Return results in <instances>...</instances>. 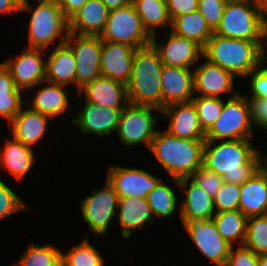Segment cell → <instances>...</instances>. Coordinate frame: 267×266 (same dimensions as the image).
I'll list each match as a JSON object with an SVG mask.
<instances>
[{
    "mask_svg": "<svg viewBox=\"0 0 267 266\" xmlns=\"http://www.w3.org/2000/svg\"><path fill=\"white\" fill-rule=\"evenodd\" d=\"M173 180L182 191H185V198L181 204L179 214L183 222L182 224L184 225L193 221L211 220L215 215L213 198L201 187L197 186L190 178H173Z\"/></svg>",
    "mask_w": 267,
    "mask_h": 266,
    "instance_id": "cell-19",
    "label": "cell"
},
{
    "mask_svg": "<svg viewBox=\"0 0 267 266\" xmlns=\"http://www.w3.org/2000/svg\"><path fill=\"white\" fill-rule=\"evenodd\" d=\"M197 186L201 187L210 197L214 198L223 186V177L208 170L203 165L189 177Z\"/></svg>",
    "mask_w": 267,
    "mask_h": 266,
    "instance_id": "cell-41",
    "label": "cell"
},
{
    "mask_svg": "<svg viewBox=\"0 0 267 266\" xmlns=\"http://www.w3.org/2000/svg\"><path fill=\"white\" fill-rule=\"evenodd\" d=\"M219 234L231 245L237 241L243 245L246 235L247 217L239 210L217 212L213 216Z\"/></svg>",
    "mask_w": 267,
    "mask_h": 266,
    "instance_id": "cell-33",
    "label": "cell"
},
{
    "mask_svg": "<svg viewBox=\"0 0 267 266\" xmlns=\"http://www.w3.org/2000/svg\"><path fill=\"white\" fill-rule=\"evenodd\" d=\"M118 221L122 228L123 238L131 236V230L143 228L146 223H153V214L147 198L124 197L119 198Z\"/></svg>",
    "mask_w": 267,
    "mask_h": 266,
    "instance_id": "cell-27",
    "label": "cell"
},
{
    "mask_svg": "<svg viewBox=\"0 0 267 266\" xmlns=\"http://www.w3.org/2000/svg\"><path fill=\"white\" fill-rule=\"evenodd\" d=\"M250 105L246 96L232 93L223 103L219 118L205 133V140H237L253 138Z\"/></svg>",
    "mask_w": 267,
    "mask_h": 266,
    "instance_id": "cell-7",
    "label": "cell"
},
{
    "mask_svg": "<svg viewBox=\"0 0 267 266\" xmlns=\"http://www.w3.org/2000/svg\"><path fill=\"white\" fill-rule=\"evenodd\" d=\"M135 50L126 44L102 40L101 75L127 85L131 78Z\"/></svg>",
    "mask_w": 267,
    "mask_h": 266,
    "instance_id": "cell-15",
    "label": "cell"
},
{
    "mask_svg": "<svg viewBox=\"0 0 267 266\" xmlns=\"http://www.w3.org/2000/svg\"><path fill=\"white\" fill-rule=\"evenodd\" d=\"M161 180L143 169L111 165L107 176L119 198H147Z\"/></svg>",
    "mask_w": 267,
    "mask_h": 266,
    "instance_id": "cell-14",
    "label": "cell"
},
{
    "mask_svg": "<svg viewBox=\"0 0 267 266\" xmlns=\"http://www.w3.org/2000/svg\"><path fill=\"white\" fill-rule=\"evenodd\" d=\"M160 78L162 109L172 104L189 102L195 96L193 71L189 68L163 65Z\"/></svg>",
    "mask_w": 267,
    "mask_h": 266,
    "instance_id": "cell-18",
    "label": "cell"
},
{
    "mask_svg": "<svg viewBox=\"0 0 267 266\" xmlns=\"http://www.w3.org/2000/svg\"><path fill=\"white\" fill-rule=\"evenodd\" d=\"M66 43L74 52L76 87L79 91L85 84L101 75L102 40L98 35H81L69 32Z\"/></svg>",
    "mask_w": 267,
    "mask_h": 266,
    "instance_id": "cell-10",
    "label": "cell"
},
{
    "mask_svg": "<svg viewBox=\"0 0 267 266\" xmlns=\"http://www.w3.org/2000/svg\"><path fill=\"white\" fill-rule=\"evenodd\" d=\"M165 44H158L156 35L152 36L151 43L159 52L163 65L189 68L196 64L203 56V48L195 41L176 35L170 30Z\"/></svg>",
    "mask_w": 267,
    "mask_h": 266,
    "instance_id": "cell-16",
    "label": "cell"
},
{
    "mask_svg": "<svg viewBox=\"0 0 267 266\" xmlns=\"http://www.w3.org/2000/svg\"><path fill=\"white\" fill-rule=\"evenodd\" d=\"M265 51L257 42L246 39L227 38L213 34L203 48V56L235 77L246 78L253 69L267 59Z\"/></svg>",
    "mask_w": 267,
    "mask_h": 266,
    "instance_id": "cell-3",
    "label": "cell"
},
{
    "mask_svg": "<svg viewBox=\"0 0 267 266\" xmlns=\"http://www.w3.org/2000/svg\"><path fill=\"white\" fill-rule=\"evenodd\" d=\"M104 259L95 246H92L87 236L82 242L72 247L67 253H62V266H103Z\"/></svg>",
    "mask_w": 267,
    "mask_h": 266,
    "instance_id": "cell-36",
    "label": "cell"
},
{
    "mask_svg": "<svg viewBox=\"0 0 267 266\" xmlns=\"http://www.w3.org/2000/svg\"><path fill=\"white\" fill-rule=\"evenodd\" d=\"M166 5L171 20L198 10V0H166Z\"/></svg>",
    "mask_w": 267,
    "mask_h": 266,
    "instance_id": "cell-46",
    "label": "cell"
},
{
    "mask_svg": "<svg viewBox=\"0 0 267 266\" xmlns=\"http://www.w3.org/2000/svg\"><path fill=\"white\" fill-rule=\"evenodd\" d=\"M48 85L41 87L29 102L30 109L40 112L52 118L62 115L68 109L69 98L64 85L47 82ZM65 87V88H64Z\"/></svg>",
    "mask_w": 267,
    "mask_h": 266,
    "instance_id": "cell-29",
    "label": "cell"
},
{
    "mask_svg": "<svg viewBox=\"0 0 267 266\" xmlns=\"http://www.w3.org/2000/svg\"><path fill=\"white\" fill-rule=\"evenodd\" d=\"M250 140H220L218 145L205 140L203 166L222 176L225 182L241 185L260 169L262 153Z\"/></svg>",
    "mask_w": 267,
    "mask_h": 266,
    "instance_id": "cell-1",
    "label": "cell"
},
{
    "mask_svg": "<svg viewBox=\"0 0 267 266\" xmlns=\"http://www.w3.org/2000/svg\"><path fill=\"white\" fill-rule=\"evenodd\" d=\"M83 104L84 108L80 110L78 117L72 120L82 133L104 137L117 130L123 109L104 108L86 101Z\"/></svg>",
    "mask_w": 267,
    "mask_h": 266,
    "instance_id": "cell-22",
    "label": "cell"
},
{
    "mask_svg": "<svg viewBox=\"0 0 267 266\" xmlns=\"http://www.w3.org/2000/svg\"><path fill=\"white\" fill-rule=\"evenodd\" d=\"M0 151V165L12 176L21 180L34 164L33 148L24 145L12 137L8 139Z\"/></svg>",
    "mask_w": 267,
    "mask_h": 266,
    "instance_id": "cell-28",
    "label": "cell"
},
{
    "mask_svg": "<svg viewBox=\"0 0 267 266\" xmlns=\"http://www.w3.org/2000/svg\"><path fill=\"white\" fill-rule=\"evenodd\" d=\"M243 246L255 255H267V214L247 218Z\"/></svg>",
    "mask_w": 267,
    "mask_h": 266,
    "instance_id": "cell-34",
    "label": "cell"
},
{
    "mask_svg": "<svg viewBox=\"0 0 267 266\" xmlns=\"http://www.w3.org/2000/svg\"><path fill=\"white\" fill-rule=\"evenodd\" d=\"M225 266H258V255L243 245L235 250L232 246Z\"/></svg>",
    "mask_w": 267,
    "mask_h": 266,
    "instance_id": "cell-44",
    "label": "cell"
},
{
    "mask_svg": "<svg viewBox=\"0 0 267 266\" xmlns=\"http://www.w3.org/2000/svg\"><path fill=\"white\" fill-rule=\"evenodd\" d=\"M102 2L110 11L129 5L132 3V0H102Z\"/></svg>",
    "mask_w": 267,
    "mask_h": 266,
    "instance_id": "cell-49",
    "label": "cell"
},
{
    "mask_svg": "<svg viewBox=\"0 0 267 266\" xmlns=\"http://www.w3.org/2000/svg\"><path fill=\"white\" fill-rule=\"evenodd\" d=\"M205 140L175 137L156 131L150 150L171 178H189L203 165Z\"/></svg>",
    "mask_w": 267,
    "mask_h": 266,
    "instance_id": "cell-2",
    "label": "cell"
},
{
    "mask_svg": "<svg viewBox=\"0 0 267 266\" xmlns=\"http://www.w3.org/2000/svg\"><path fill=\"white\" fill-rule=\"evenodd\" d=\"M266 62L267 59L264 60V62H262L257 68L253 69L249 74L246 75V78L250 77V92L252 93L250 97H248V95H245L247 99L267 98V66L265 65Z\"/></svg>",
    "mask_w": 267,
    "mask_h": 266,
    "instance_id": "cell-43",
    "label": "cell"
},
{
    "mask_svg": "<svg viewBox=\"0 0 267 266\" xmlns=\"http://www.w3.org/2000/svg\"><path fill=\"white\" fill-rule=\"evenodd\" d=\"M240 194V185L224 181L223 186L213 198L215 213L239 209Z\"/></svg>",
    "mask_w": 267,
    "mask_h": 266,
    "instance_id": "cell-39",
    "label": "cell"
},
{
    "mask_svg": "<svg viewBox=\"0 0 267 266\" xmlns=\"http://www.w3.org/2000/svg\"><path fill=\"white\" fill-rule=\"evenodd\" d=\"M44 49L26 47L21 55L4 61L14 80L15 87L22 91L33 89L46 83V60Z\"/></svg>",
    "mask_w": 267,
    "mask_h": 266,
    "instance_id": "cell-12",
    "label": "cell"
},
{
    "mask_svg": "<svg viewBox=\"0 0 267 266\" xmlns=\"http://www.w3.org/2000/svg\"><path fill=\"white\" fill-rule=\"evenodd\" d=\"M250 105L251 122L256 127L267 130V98L248 99Z\"/></svg>",
    "mask_w": 267,
    "mask_h": 266,
    "instance_id": "cell-45",
    "label": "cell"
},
{
    "mask_svg": "<svg viewBox=\"0 0 267 266\" xmlns=\"http://www.w3.org/2000/svg\"><path fill=\"white\" fill-rule=\"evenodd\" d=\"M101 40L118 42L134 48L151 44L152 37L142 25L140 16L132 3L110 10Z\"/></svg>",
    "mask_w": 267,
    "mask_h": 266,
    "instance_id": "cell-8",
    "label": "cell"
},
{
    "mask_svg": "<svg viewBox=\"0 0 267 266\" xmlns=\"http://www.w3.org/2000/svg\"><path fill=\"white\" fill-rule=\"evenodd\" d=\"M46 60V82L58 85L76 84V61L73 49L65 42L52 48Z\"/></svg>",
    "mask_w": 267,
    "mask_h": 266,
    "instance_id": "cell-25",
    "label": "cell"
},
{
    "mask_svg": "<svg viewBox=\"0 0 267 266\" xmlns=\"http://www.w3.org/2000/svg\"><path fill=\"white\" fill-rule=\"evenodd\" d=\"M262 153V158H261V163H260V169L264 172V174L267 176V155H263Z\"/></svg>",
    "mask_w": 267,
    "mask_h": 266,
    "instance_id": "cell-50",
    "label": "cell"
},
{
    "mask_svg": "<svg viewBox=\"0 0 267 266\" xmlns=\"http://www.w3.org/2000/svg\"><path fill=\"white\" fill-rule=\"evenodd\" d=\"M258 266H267V255L258 256Z\"/></svg>",
    "mask_w": 267,
    "mask_h": 266,
    "instance_id": "cell-51",
    "label": "cell"
},
{
    "mask_svg": "<svg viewBox=\"0 0 267 266\" xmlns=\"http://www.w3.org/2000/svg\"><path fill=\"white\" fill-rule=\"evenodd\" d=\"M30 209L25 202L0 178V219L7 218L16 212Z\"/></svg>",
    "mask_w": 267,
    "mask_h": 266,
    "instance_id": "cell-40",
    "label": "cell"
},
{
    "mask_svg": "<svg viewBox=\"0 0 267 266\" xmlns=\"http://www.w3.org/2000/svg\"><path fill=\"white\" fill-rule=\"evenodd\" d=\"M214 34L255 41L267 51L264 0H227L220 25Z\"/></svg>",
    "mask_w": 267,
    "mask_h": 266,
    "instance_id": "cell-4",
    "label": "cell"
},
{
    "mask_svg": "<svg viewBox=\"0 0 267 266\" xmlns=\"http://www.w3.org/2000/svg\"><path fill=\"white\" fill-rule=\"evenodd\" d=\"M15 266H62V252L51 245L31 243Z\"/></svg>",
    "mask_w": 267,
    "mask_h": 266,
    "instance_id": "cell-35",
    "label": "cell"
},
{
    "mask_svg": "<svg viewBox=\"0 0 267 266\" xmlns=\"http://www.w3.org/2000/svg\"><path fill=\"white\" fill-rule=\"evenodd\" d=\"M38 6L31 7L30 2L21 3L20 12H31L29 21L28 48L48 49L66 42L69 35V19L55 0H37ZM54 44V45H53Z\"/></svg>",
    "mask_w": 267,
    "mask_h": 266,
    "instance_id": "cell-6",
    "label": "cell"
},
{
    "mask_svg": "<svg viewBox=\"0 0 267 266\" xmlns=\"http://www.w3.org/2000/svg\"><path fill=\"white\" fill-rule=\"evenodd\" d=\"M239 210L248 218L267 214V176L259 169L240 185Z\"/></svg>",
    "mask_w": 267,
    "mask_h": 266,
    "instance_id": "cell-26",
    "label": "cell"
},
{
    "mask_svg": "<svg viewBox=\"0 0 267 266\" xmlns=\"http://www.w3.org/2000/svg\"><path fill=\"white\" fill-rule=\"evenodd\" d=\"M108 15L109 9L102 0H88L69 18V32L100 36Z\"/></svg>",
    "mask_w": 267,
    "mask_h": 266,
    "instance_id": "cell-24",
    "label": "cell"
},
{
    "mask_svg": "<svg viewBox=\"0 0 267 266\" xmlns=\"http://www.w3.org/2000/svg\"><path fill=\"white\" fill-rule=\"evenodd\" d=\"M69 19L75 14L88 0H55Z\"/></svg>",
    "mask_w": 267,
    "mask_h": 266,
    "instance_id": "cell-47",
    "label": "cell"
},
{
    "mask_svg": "<svg viewBox=\"0 0 267 266\" xmlns=\"http://www.w3.org/2000/svg\"><path fill=\"white\" fill-rule=\"evenodd\" d=\"M163 63L153 44L137 48L127 84L129 103L162 110L161 71Z\"/></svg>",
    "mask_w": 267,
    "mask_h": 266,
    "instance_id": "cell-5",
    "label": "cell"
},
{
    "mask_svg": "<svg viewBox=\"0 0 267 266\" xmlns=\"http://www.w3.org/2000/svg\"><path fill=\"white\" fill-rule=\"evenodd\" d=\"M119 196L113 186L106 181L105 188L93 189V195L82 199L81 209L85 222L94 236H104L109 230L110 222L117 214Z\"/></svg>",
    "mask_w": 267,
    "mask_h": 266,
    "instance_id": "cell-11",
    "label": "cell"
},
{
    "mask_svg": "<svg viewBox=\"0 0 267 266\" xmlns=\"http://www.w3.org/2000/svg\"><path fill=\"white\" fill-rule=\"evenodd\" d=\"M145 30L152 37L157 28L171 26L166 0H132Z\"/></svg>",
    "mask_w": 267,
    "mask_h": 266,
    "instance_id": "cell-31",
    "label": "cell"
},
{
    "mask_svg": "<svg viewBox=\"0 0 267 266\" xmlns=\"http://www.w3.org/2000/svg\"><path fill=\"white\" fill-rule=\"evenodd\" d=\"M85 101L104 108L124 109L129 104L127 85L106 76H98L78 91Z\"/></svg>",
    "mask_w": 267,
    "mask_h": 266,
    "instance_id": "cell-17",
    "label": "cell"
},
{
    "mask_svg": "<svg viewBox=\"0 0 267 266\" xmlns=\"http://www.w3.org/2000/svg\"><path fill=\"white\" fill-rule=\"evenodd\" d=\"M234 78L232 73L206 59L193 69L194 93L197 96L217 97L221 94L234 92Z\"/></svg>",
    "mask_w": 267,
    "mask_h": 266,
    "instance_id": "cell-21",
    "label": "cell"
},
{
    "mask_svg": "<svg viewBox=\"0 0 267 266\" xmlns=\"http://www.w3.org/2000/svg\"><path fill=\"white\" fill-rule=\"evenodd\" d=\"M265 4V18H266V27H267V0H264Z\"/></svg>",
    "mask_w": 267,
    "mask_h": 266,
    "instance_id": "cell-52",
    "label": "cell"
},
{
    "mask_svg": "<svg viewBox=\"0 0 267 266\" xmlns=\"http://www.w3.org/2000/svg\"><path fill=\"white\" fill-rule=\"evenodd\" d=\"M191 101L196 108L200 126L206 133L221 115L224 101L222 98L196 95Z\"/></svg>",
    "mask_w": 267,
    "mask_h": 266,
    "instance_id": "cell-38",
    "label": "cell"
},
{
    "mask_svg": "<svg viewBox=\"0 0 267 266\" xmlns=\"http://www.w3.org/2000/svg\"><path fill=\"white\" fill-rule=\"evenodd\" d=\"M196 248L216 266H225L232 246L219 234L213 219L185 223Z\"/></svg>",
    "mask_w": 267,
    "mask_h": 266,
    "instance_id": "cell-13",
    "label": "cell"
},
{
    "mask_svg": "<svg viewBox=\"0 0 267 266\" xmlns=\"http://www.w3.org/2000/svg\"><path fill=\"white\" fill-rule=\"evenodd\" d=\"M174 190L161 180L158 185L148 193L147 201L153 215L169 217L177 207Z\"/></svg>",
    "mask_w": 267,
    "mask_h": 266,
    "instance_id": "cell-37",
    "label": "cell"
},
{
    "mask_svg": "<svg viewBox=\"0 0 267 266\" xmlns=\"http://www.w3.org/2000/svg\"><path fill=\"white\" fill-rule=\"evenodd\" d=\"M28 0H0V13L20 12L21 3Z\"/></svg>",
    "mask_w": 267,
    "mask_h": 266,
    "instance_id": "cell-48",
    "label": "cell"
},
{
    "mask_svg": "<svg viewBox=\"0 0 267 266\" xmlns=\"http://www.w3.org/2000/svg\"><path fill=\"white\" fill-rule=\"evenodd\" d=\"M161 114L168 118L169 124L165 129L175 137L189 140H205L196 108L192 101L172 104L164 107Z\"/></svg>",
    "mask_w": 267,
    "mask_h": 266,
    "instance_id": "cell-20",
    "label": "cell"
},
{
    "mask_svg": "<svg viewBox=\"0 0 267 266\" xmlns=\"http://www.w3.org/2000/svg\"><path fill=\"white\" fill-rule=\"evenodd\" d=\"M152 111H161L157 108L129 103L121 113L116 132L126 147L145 143L150 148L155 136L157 116Z\"/></svg>",
    "mask_w": 267,
    "mask_h": 266,
    "instance_id": "cell-9",
    "label": "cell"
},
{
    "mask_svg": "<svg viewBox=\"0 0 267 266\" xmlns=\"http://www.w3.org/2000/svg\"><path fill=\"white\" fill-rule=\"evenodd\" d=\"M22 90L17 89L14 84V80L11 77L9 69L0 63V115L9 121L20 112L22 104Z\"/></svg>",
    "mask_w": 267,
    "mask_h": 266,
    "instance_id": "cell-32",
    "label": "cell"
},
{
    "mask_svg": "<svg viewBox=\"0 0 267 266\" xmlns=\"http://www.w3.org/2000/svg\"><path fill=\"white\" fill-rule=\"evenodd\" d=\"M226 2L227 0H198V11L213 32L220 25Z\"/></svg>",
    "mask_w": 267,
    "mask_h": 266,
    "instance_id": "cell-42",
    "label": "cell"
},
{
    "mask_svg": "<svg viewBox=\"0 0 267 266\" xmlns=\"http://www.w3.org/2000/svg\"><path fill=\"white\" fill-rule=\"evenodd\" d=\"M170 30L204 48L208 39L214 34L202 14L196 10L189 14L177 16L172 20Z\"/></svg>",
    "mask_w": 267,
    "mask_h": 266,
    "instance_id": "cell-30",
    "label": "cell"
},
{
    "mask_svg": "<svg viewBox=\"0 0 267 266\" xmlns=\"http://www.w3.org/2000/svg\"><path fill=\"white\" fill-rule=\"evenodd\" d=\"M49 116L30 108L20 112L9 123L12 136L26 146L33 148L45 136Z\"/></svg>",
    "mask_w": 267,
    "mask_h": 266,
    "instance_id": "cell-23",
    "label": "cell"
}]
</instances>
